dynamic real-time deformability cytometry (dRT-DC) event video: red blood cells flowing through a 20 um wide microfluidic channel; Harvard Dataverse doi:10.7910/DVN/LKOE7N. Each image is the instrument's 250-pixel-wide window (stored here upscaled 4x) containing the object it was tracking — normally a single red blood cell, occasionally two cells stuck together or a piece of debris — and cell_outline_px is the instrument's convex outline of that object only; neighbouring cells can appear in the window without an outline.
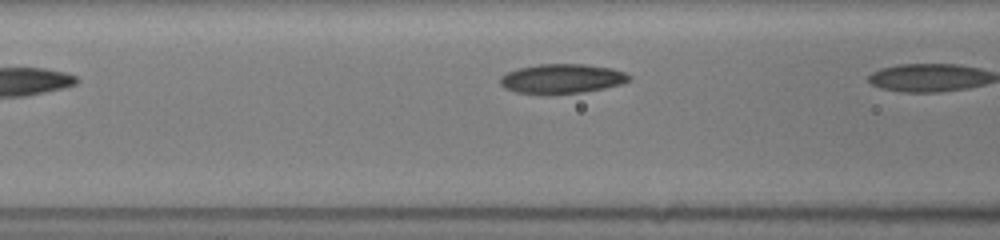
{"species": "common noctule bat (a hibernating species)", "species_latin": "Nyctalus noctula", "temperature_condition": "room temperature", "stored_images_in_passage": 6, "camera_frame_rate_fps": 3000, "um_per_image_px": 0.085, "animal": {"sex": "female", "body_mass_g": 19.5, "forearm_length_mm": 54.1}, "frame": {"image": 1, "passage_image": 5, "time_ms": 1.333, "image_size_px": [1000, 240], "cell_outline_px": [[628, 80], [620, 84], [604, 88], [584, 92], [552, 96], [544, 96], [516, 92], [504, 88], [500, 84], [500, 76], [508, 72], [520, 68], [540, 64], [584, 64], [612, 68], [624, 72], [628, 76]], "centroid_in_image_um": [47.7, 6.72], "position_along_channel_um": 118.9, "area_um2": 22.48}}